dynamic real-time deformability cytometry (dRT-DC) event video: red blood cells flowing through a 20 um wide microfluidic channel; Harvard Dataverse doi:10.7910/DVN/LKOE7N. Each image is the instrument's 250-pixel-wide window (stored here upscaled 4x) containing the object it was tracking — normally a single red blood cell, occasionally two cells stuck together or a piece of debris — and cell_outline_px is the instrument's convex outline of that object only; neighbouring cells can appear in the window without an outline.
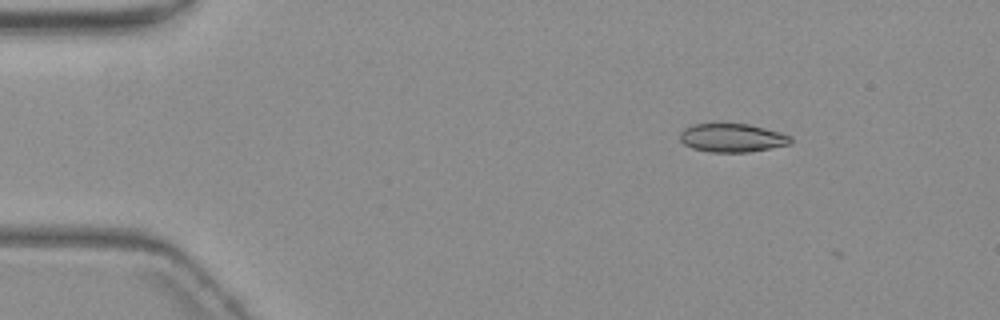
{"species": "common noctule bat (a hibernating species)", "species_latin": "Nyctalus noctula", "temperature_condition": "warm", "stored_images_in_passage": 4, "camera_frame_rate_fps": 3000, "um_per_image_px": 0.085, "animal": {"sex": "female", "body_mass_g": 19.3, "forearm_length_mm": 54.1}, "frame": {"image": 1, "passage_image": 3, "time_ms": 2.333, "image_size_px": [1000, 320], "cell_outline_px": [[792, 144], [748, 152], [708, 152], [692, 148], [684, 144], [680, 140], [680, 132], [684, 128], [692, 124], [716, 120], [720, 120], [748, 124], [780, 132], [792, 136]], "centroid_in_image_um": [62.19, 11.66], "position_along_channel_um": 22.8, "area_um2": 19.31}}